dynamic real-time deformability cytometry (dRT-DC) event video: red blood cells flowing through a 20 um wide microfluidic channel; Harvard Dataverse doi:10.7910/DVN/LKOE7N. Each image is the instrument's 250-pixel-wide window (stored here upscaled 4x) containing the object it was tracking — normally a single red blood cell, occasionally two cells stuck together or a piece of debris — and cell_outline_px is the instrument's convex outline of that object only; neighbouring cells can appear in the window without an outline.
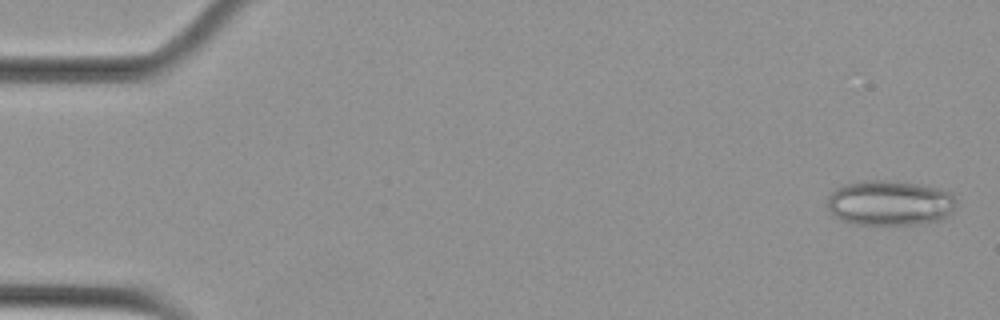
{"species": "Egyptian fruit bat (a non-hibernating species)", "species_latin": "Rousettus aegyptiacus", "temperature_condition": "cold", "stored_images_in_passage": 6, "camera_frame_rate_fps": 3000, "um_per_image_px": 0.085, "animal": {"sex": "female"}, "frame": {"image": 1, "passage_image": 1, "time_ms": 0.0, "image_size_px": [1000, 320], "cell_outline_px": [[956, 204], [952, 212], [940, 220], [916, 224], [852, 224], [836, 216], [828, 208], [828, 196], [836, 188], [844, 184], [864, 180], [884, 180], [916, 184], [936, 188], [952, 192]], "centroid_in_image_um": [75.64, 17.25], "position_along_channel_um": 9.4, "area_um2": 33.7}}